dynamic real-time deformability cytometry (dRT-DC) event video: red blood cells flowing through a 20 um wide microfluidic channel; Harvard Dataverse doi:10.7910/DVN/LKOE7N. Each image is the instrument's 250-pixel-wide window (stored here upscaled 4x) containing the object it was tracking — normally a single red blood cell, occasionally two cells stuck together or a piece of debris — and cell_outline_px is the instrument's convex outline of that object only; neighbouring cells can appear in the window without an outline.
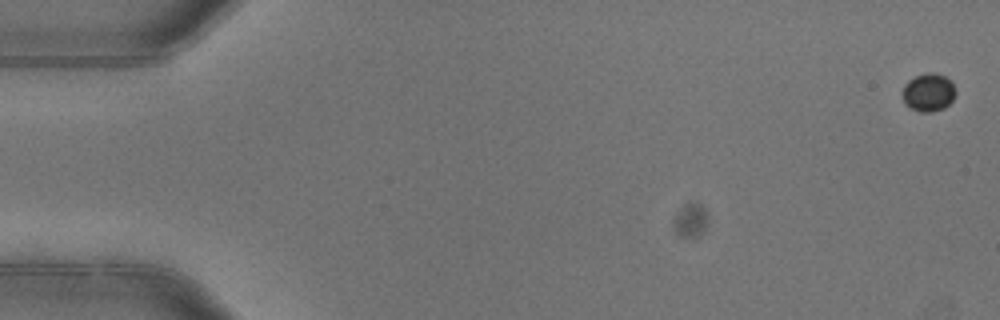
{"species": "common noctule bat (a hibernating species)", "species_latin": "Nyctalus noctula", "temperature_condition": "warm", "stored_images_in_passage": 6, "camera_frame_rate_fps": 3000, "um_per_image_px": 0.085, "animal": {"sex": "female"}, "frame": {"image": 1, "passage_image": 1, "time_ms": 0.0, "image_size_px": [1000, 320], "cell_outline_px": [[956, 92], [952, 100], [944, 108], [932, 112], [920, 112], [904, 104], [900, 92], [904, 84], [908, 80], [916, 76], [928, 72], [932, 72], [944, 76], [952, 80]], "centroid_in_image_um": [78.89, 7.85], "position_along_channel_um": 6.1, "area_um2": 12.02}}